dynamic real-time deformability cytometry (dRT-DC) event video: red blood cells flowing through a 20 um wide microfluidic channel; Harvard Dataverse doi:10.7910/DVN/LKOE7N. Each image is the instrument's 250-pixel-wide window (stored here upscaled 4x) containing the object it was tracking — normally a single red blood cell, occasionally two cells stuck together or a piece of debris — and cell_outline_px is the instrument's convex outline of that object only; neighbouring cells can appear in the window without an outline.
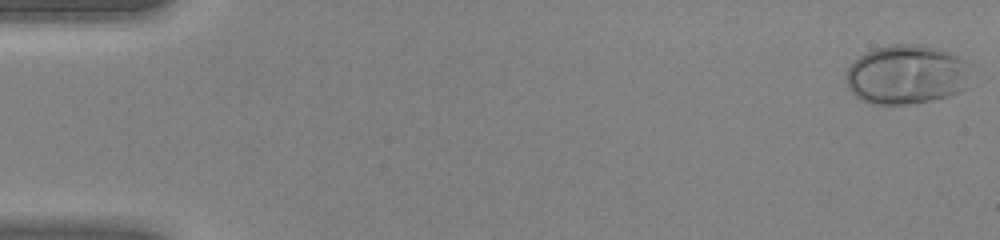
{"species": "human", "species_latin": "Homo sapiens", "temperature_condition": "warm", "stored_images_in_passage": 45, "camera_frame_rate_fps": 3000, "um_per_image_px": 0.085, "donor": {"sex": "female"}, "frame": {"image": 1, "passage_image": 1, "time_ms": 0.0, "image_size_px": [1000, 240], "cell_outline_px": [[968, 88], [960, 92], [948, 96], [908, 104], [872, 104], [860, 100], [848, 88], [844, 80], [844, 72], [864, 52], [876, 48], [892, 44], [920, 44], [936, 48], [948, 52], [964, 60]], "centroid_in_image_um": [76.98, 6.35], "position_along_channel_um": 8.0, "area_um2": 42.95}}
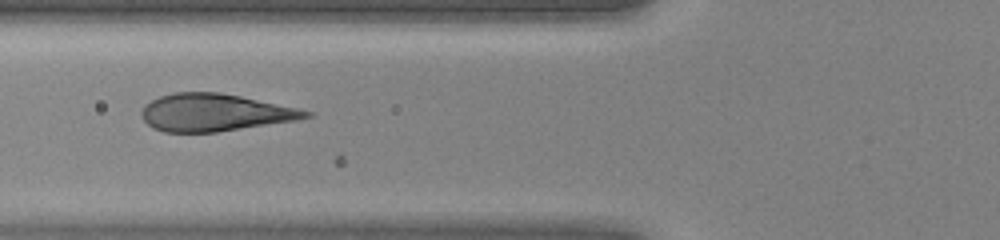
{"frame": {"image": 2, "passage_image": 18, "time_ms": 5.667, "image_size_px": [1000, 240], "cell_outline_px": [[312, 116], [296, 120], [216, 132], [164, 132], [152, 128], [144, 120], [140, 112], [144, 104], [160, 96], [176, 92], [220, 92], [300, 108], [312, 112]], "centroid_in_image_um": [18.23, 9.56], "position_along_channel_um": 107.6, "area_um2": 35.72}}
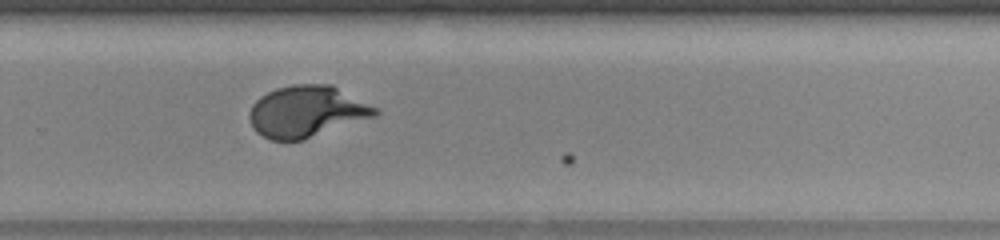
{"frame": {"image": 3, "passage_image": 31, "time_ms": 10.0, "image_size_px": [1000, 240], "cell_outline_px": [[380, 112], [376, 116], [300, 140], [272, 140], [256, 132], [248, 116], [252, 104], [260, 96], [276, 88], [292, 84], [332, 84], [380, 108]], "centroid_in_image_um": [26.1, 9.45], "position_along_channel_um": 303.7, "area_um2": 37.69}}